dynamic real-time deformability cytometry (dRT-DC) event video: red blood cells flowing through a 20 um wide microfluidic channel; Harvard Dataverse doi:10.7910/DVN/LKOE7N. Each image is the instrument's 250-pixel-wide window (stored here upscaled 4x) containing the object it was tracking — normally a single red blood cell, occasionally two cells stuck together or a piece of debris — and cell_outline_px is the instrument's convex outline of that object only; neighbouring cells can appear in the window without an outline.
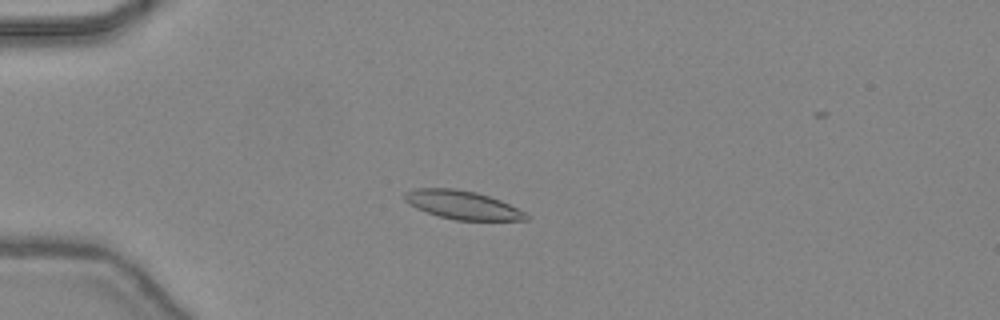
{"species": "common noctule bat (a hibernating species)", "species_latin": "Nyctalus noctula", "temperature_condition": "warm", "stored_images_in_passage": 49, "camera_frame_rate_fps": 3000, "um_per_image_px": 0.085, "animal": {"sex": "female", "body_mass_g": 24.6, "forearm_length_mm": 56.2}, "frame": {"image": 1, "passage_image": 14, "time_ms": 4.333, "image_size_px": [1000, 320], "cell_outline_px": [[528, 220], [456, 220], [440, 216], [416, 208], [408, 204], [404, 200], [404, 192], [416, 188], [456, 188], [476, 192], [500, 200], [524, 212], [528, 216]], "centroid_in_image_um": [39.26, 17.41], "position_along_channel_um": 45.7, "area_um2": 20.0}}
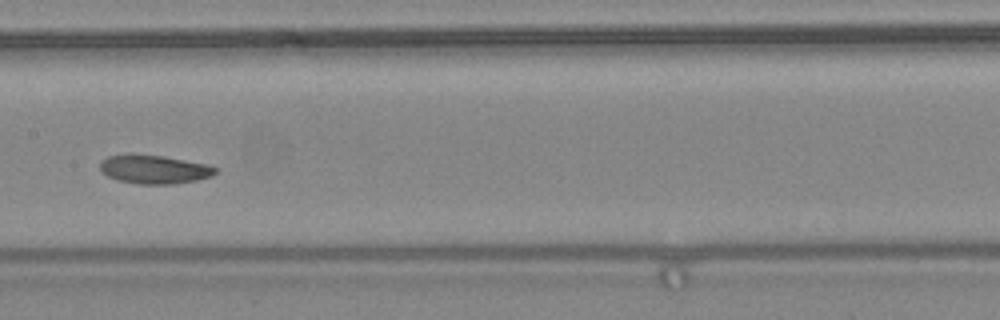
{"frame": {"image": 2, "passage_image": 26, "time_ms": 8.333, "image_size_px": [1000, 320], "cell_outline_px": [[216, 172], [212, 176], [196, 180], [172, 184], [140, 184], [116, 180], [108, 176], [100, 168], [100, 164], [108, 156], [128, 152], [164, 156], [208, 164], [216, 168]], "centroid_in_image_um": [13.09, 14.37], "position_along_channel_um": 194.3, "area_um2": 19.48}}
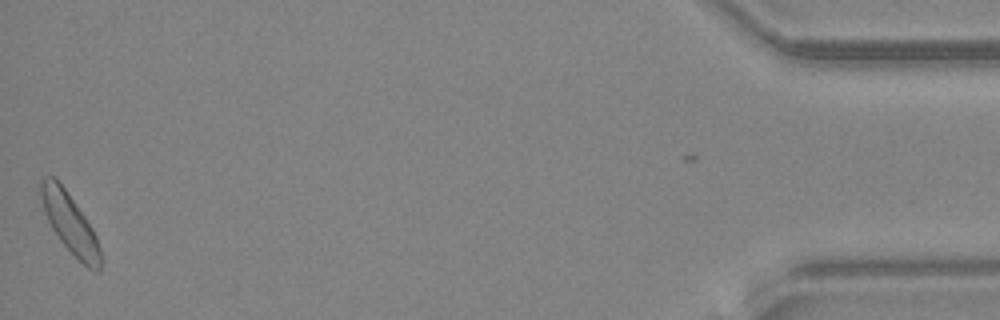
{"frame": {"image": 3, "passage_image": 48, "time_ms": 15.667, "image_size_px": [1000, 320], "cell_outline_px": [[104, 260], [100, 272], [96, 272], [88, 268], [60, 240], [52, 228], [44, 212], [36, 192], [40, 180], [44, 176], [56, 176], [84, 216], [92, 228], [96, 236]], "centroid_in_image_um": [5.91, 18.93], "position_along_channel_um": 429.3, "area_um2": 21.15}, "authors_computed_cell_mechanics": {"area_um2": 19.8832, "velocity_mm_per_s": 4.4181, "shape_relaxation_time_tau1_ms": 4.9649, "shape_relaxation_time_tau2_ms": 1.5571, "deformation_change_tau1": 0.1155, "deformation_change_tau2": 0.0643}}